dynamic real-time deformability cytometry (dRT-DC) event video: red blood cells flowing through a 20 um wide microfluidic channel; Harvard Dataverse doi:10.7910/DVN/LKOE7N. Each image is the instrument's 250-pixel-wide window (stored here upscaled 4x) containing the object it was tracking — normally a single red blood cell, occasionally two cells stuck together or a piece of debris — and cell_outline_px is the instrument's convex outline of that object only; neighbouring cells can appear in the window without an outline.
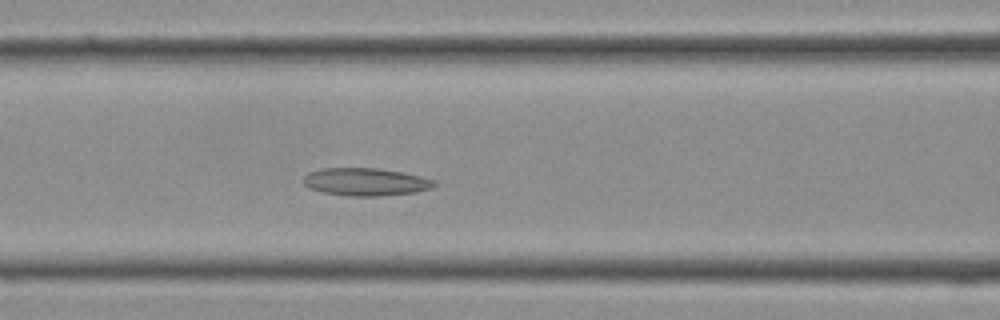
{"species": "Egyptian fruit bat (a non-hibernating species)", "species_latin": "Rousettus aegyptiacus", "temperature_condition": "cold", "stored_images_in_passage": 28, "camera_frame_rate_fps": 3000, "um_per_image_px": 0.085, "frame": {"image": 1, "passage_image": 11, "time_ms": 3.333, "image_size_px": [1000, 320], "cell_outline_px": [[436, 184], [432, 188], [412, 192], [380, 196], [348, 196], [320, 192], [308, 188], [304, 184], [304, 176], [308, 172], [320, 168], [380, 168], [420, 176], [436, 180]], "centroid_in_image_um": [31.04, 15.46], "position_along_channel_um": 135.6, "area_um2": 21.21}}
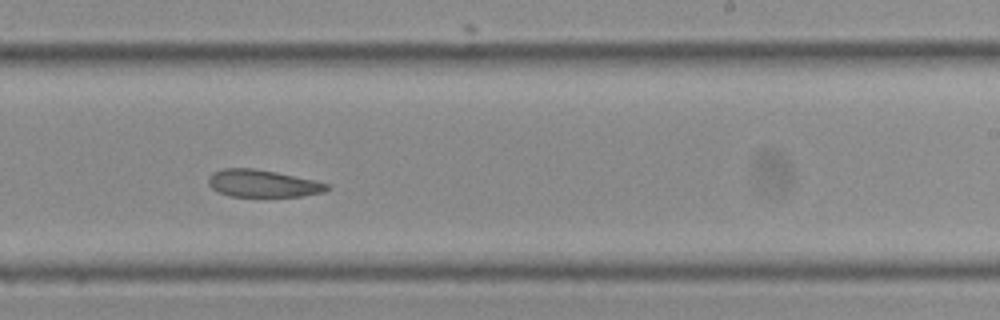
{"frame": {"image": 2, "passage_image": 17, "time_ms": 5.333, "image_size_px": [1000, 320], "cell_outline_px": [[332, 188], [324, 192], [304, 196], [232, 196], [220, 192], [212, 188], [208, 184], [208, 180], [212, 172], [224, 168], [252, 168], [276, 172], [312, 180], [328, 184]], "centroid_in_image_um": [22.34, 15.59], "position_along_channel_um": 266.7, "area_um2": 18.67}}
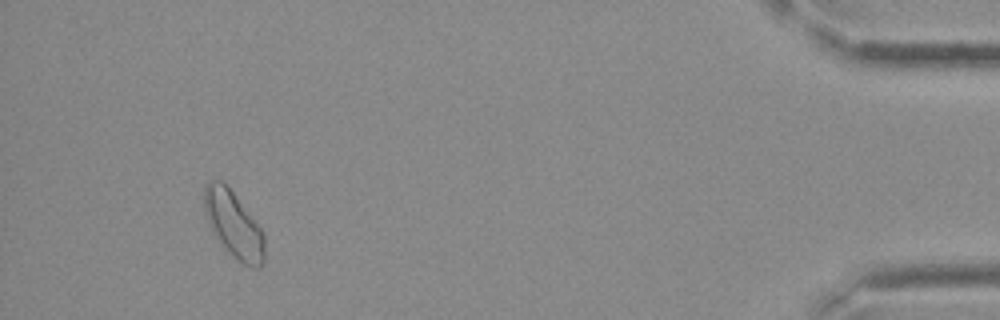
{"frame": {"image": 3, "passage_image": 27, "time_ms": 8.667, "image_size_px": [1000, 320], "cell_outline_px": [[264, 260], [260, 268], [252, 268], [236, 260], [228, 252], [216, 236], [204, 212], [204, 184], [208, 180], [220, 180], [232, 192], [260, 228], [264, 236]], "centroid_in_image_um": [19.84, 19.11], "position_along_channel_um": 415.4, "area_um2": 22.83}}